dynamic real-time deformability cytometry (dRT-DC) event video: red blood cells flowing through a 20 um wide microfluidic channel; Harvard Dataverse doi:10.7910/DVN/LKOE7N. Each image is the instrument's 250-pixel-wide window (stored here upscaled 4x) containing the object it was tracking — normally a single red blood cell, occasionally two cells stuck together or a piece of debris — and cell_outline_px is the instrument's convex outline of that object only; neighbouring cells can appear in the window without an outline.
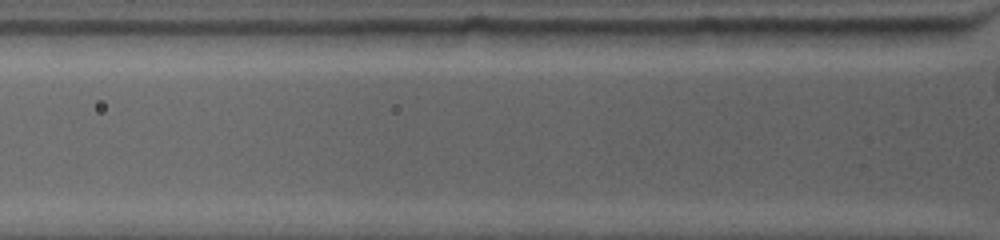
{"species": "common noctule bat (a hibernating species)", "species_latin": "Nyctalus noctula", "temperature_condition": "warm", "stored_images_in_passage": 4, "camera_frame_rate_fps": 4500, "um_per_image_px": 0.085, "animal": {"sex": "female", "body_mass_g": 19.0, "forearm_length_mm": 53.3}, "frame": {"image": 1, "passage_image": 3, "time_ms": 0.222, "image_size_px": [1000, 240], "cell_outline_px": [[716, 28], [708, 40], [704, 44], [688, 48], [576, 48], [552, 32], [548, 28]], "centroid_in_image_um": [53.92, 3.18], "position_along_channel_um": 71.9, "area_um2": 21.15}}